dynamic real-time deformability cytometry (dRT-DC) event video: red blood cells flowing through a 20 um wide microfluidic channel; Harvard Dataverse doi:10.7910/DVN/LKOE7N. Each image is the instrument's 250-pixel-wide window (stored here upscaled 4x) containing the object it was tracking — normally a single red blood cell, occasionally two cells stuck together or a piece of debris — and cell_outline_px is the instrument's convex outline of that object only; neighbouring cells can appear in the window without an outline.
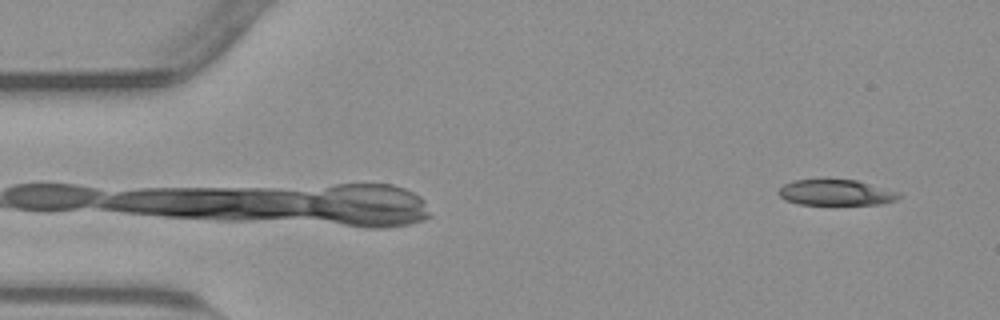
{"species": "common noctule bat (a hibernating species)", "species_latin": "Nyctalus noctula", "temperature_condition": "warm", "stored_images_in_passage": 19, "camera_frame_rate_fps": 3000, "um_per_image_px": 0.085, "animal": {"sex": "male", "body_mass_g": 23.1, "forearm_length_mm": 52.7}, "frame": {"image": 1, "passage_image": 3, "time_ms": 0.667, "image_size_px": [1000, 320], "cell_outline_px": [[904, 196], [896, 200], [880, 204], [800, 204], [784, 200], [776, 192], [784, 184], [792, 180], [856, 180], [900, 192]], "centroid_in_image_um": [71.07, 16.37], "position_along_channel_um": 13.9, "area_um2": 18.03}}
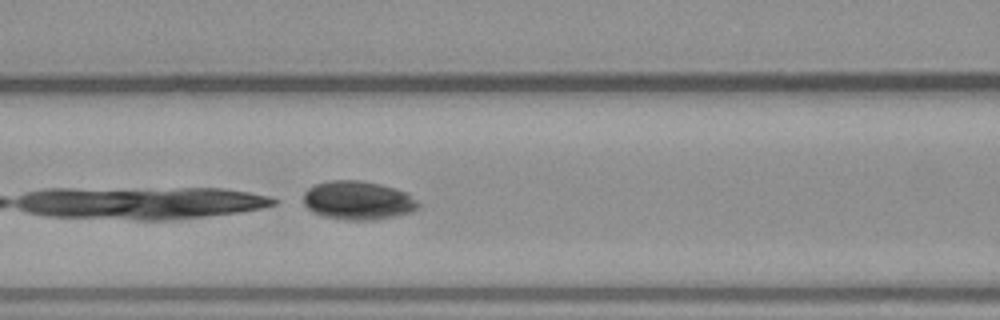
{"frame": {"image": 2, "passage_image": 10, "time_ms": 3.0, "image_size_px": [1000, 320], "cell_outline_px": [[420, 208], [408, 212], [376, 220], [344, 220], [320, 216], [312, 212], [304, 204], [304, 192], [308, 188], [316, 184], [328, 180], [360, 180], [380, 184], [404, 192], [416, 200], [420, 204]], "centroid_in_image_um": [30.37, 17.04], "position_along_channel_um": 136.2, "area_um2": 25.84}}
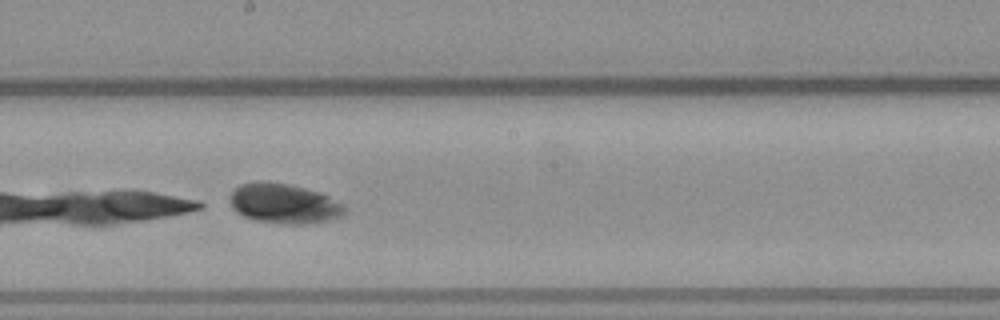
{"frame": {"image": 3, "passage_image": 17, "time_ms": 5.333, "image_size_px": [1000, 320], "cell_outline_px": [[348, 212], [344, 216], [328, 220], [308, 224], [280, 224], [256, 220], [244, 216], [236, 212], [232, 208], [228, 196], [240, 184], [288, 184], [320, 192], [344, 204], [348, 208]], "centroid_in_image_um": [24.21, 17.35], "position_along_channel_um": 224.0, "area_um2": 26.41}}